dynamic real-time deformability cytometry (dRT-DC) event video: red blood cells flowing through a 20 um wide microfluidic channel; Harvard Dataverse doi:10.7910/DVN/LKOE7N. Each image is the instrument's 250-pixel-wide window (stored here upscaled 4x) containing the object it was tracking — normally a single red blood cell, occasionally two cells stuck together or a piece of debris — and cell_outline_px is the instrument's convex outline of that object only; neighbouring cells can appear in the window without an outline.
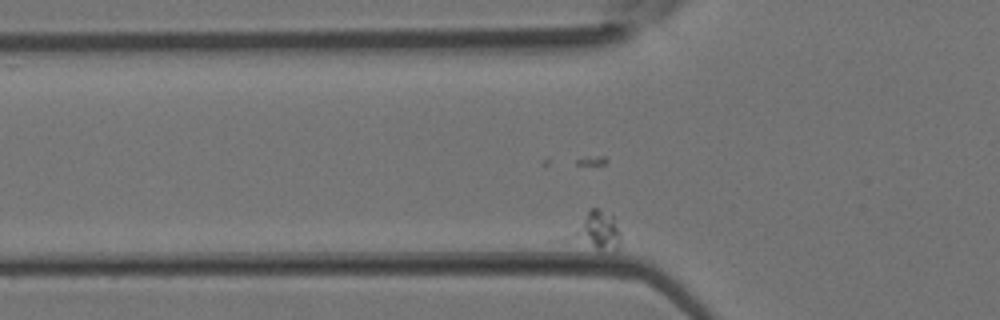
{"species": "Egyptian fruit bat (a non-hibernating species)", "species_latin": "Rousettus aegyptiacus", "temperature_condition": "room temperature", "stored_images_in_passage": 23, "camera_frame_rate_fps": 3000, "um_per_image_px": 0.085, "animal": {"sex": "female"}, "frame": {"image": 1, "passage_image": 2, "time_ms": 0.333, "image_size_px": [1000, 320], "cell_outline_px": [[620, 248], [616, 252], [548, 240], [592, 208], [596, 208], [612, 216], [620, 232]], "centroid_in_image_um": [50.31, 19.71], "position_along_channel_um": 75.5, "area_um2": 13.41}}
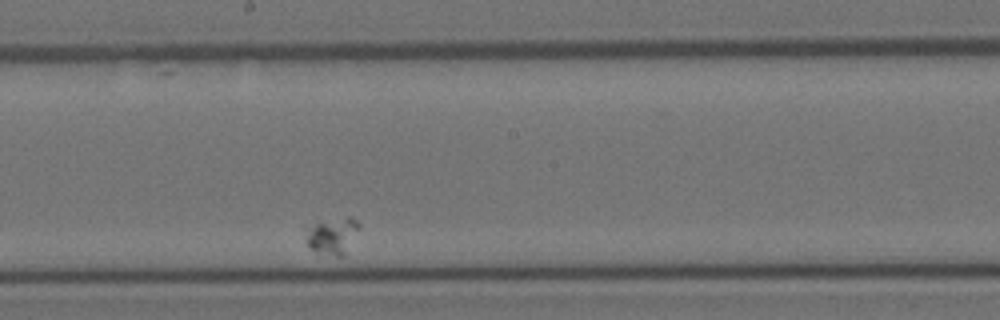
{"frame": {"image": 2, "passage_image": 13, "time_ms": 4.0, "image_size_px": [1000, 320], "cell_outline_px": [[360, 228], [344, 256], [336, 256], [312, 248], [308, 244], [308, 236], [312, 228], [316, 224], [348, 216], [352, 216], [360, 224]], "centroid_in_image_um": [28.4, 20.03], "position_along_channel_um": 219.8, "area_um2": 10.52}}
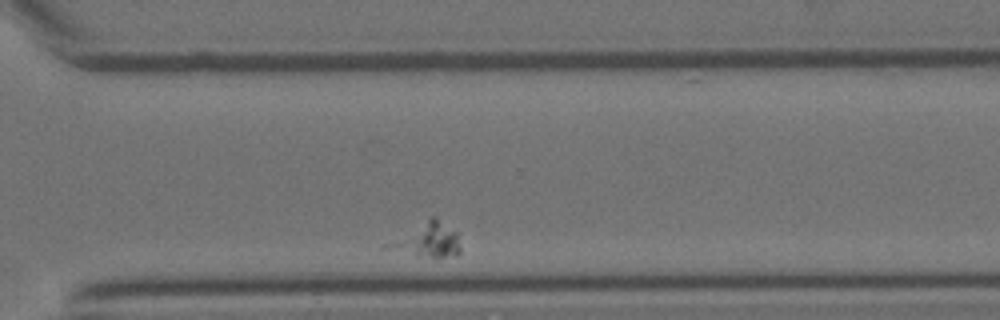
{"frame": {"image": 3, "passage_image": 21, "time_ms": 6.667, "image_size_px": [1000, 320], "cell_outline_px": [[460, 252], [436, 260], [416, 252], [412, 244], [428, 216], [436, 216], [456, 232], [460, 248]], "centroid_in_image_um": [37.09, 20.37], "position_along_channel_um": 333.5, "area_um2": 10.17}}